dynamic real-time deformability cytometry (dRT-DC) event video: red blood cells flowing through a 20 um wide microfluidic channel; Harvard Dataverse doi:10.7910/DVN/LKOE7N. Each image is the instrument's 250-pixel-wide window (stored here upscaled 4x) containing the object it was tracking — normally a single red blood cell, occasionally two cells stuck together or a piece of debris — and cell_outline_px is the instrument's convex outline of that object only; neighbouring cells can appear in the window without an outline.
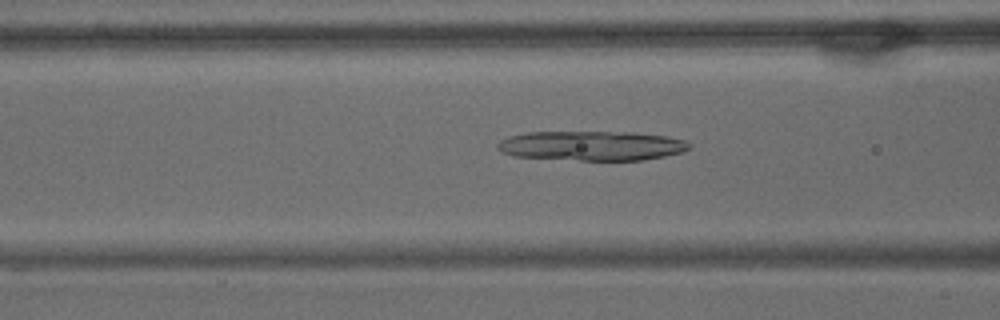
{"species": "common noctule bat (a hibernating species)", "species_latin": "Nyctalus noctula", "temperature_condition": "warm", "stored_images_in_passage": 52, "camera_frame_rate_fps": 3000, "um_per_image_px": 0.085, "animal": {"sex": "male", "body_mass_g": 15.6}, "frame": {"image": 1, "passage_image": 17, "time_ms": 5.333, "image_size_px": [1000, 320], "cell_outline_px": [[688, 148], [684, 152], [664, 156], [640, 160], [580, 160], [512, 156], [496, 148], [496, 144], [500, 140], [508, 136], [524, 132], [632, 132], [668, 136], [684, 140], [688, 144]], "centroid_in_image_um": [50.25, 12.38], "position_along_channel_um": 116.3, "area_um2": 33.06}}
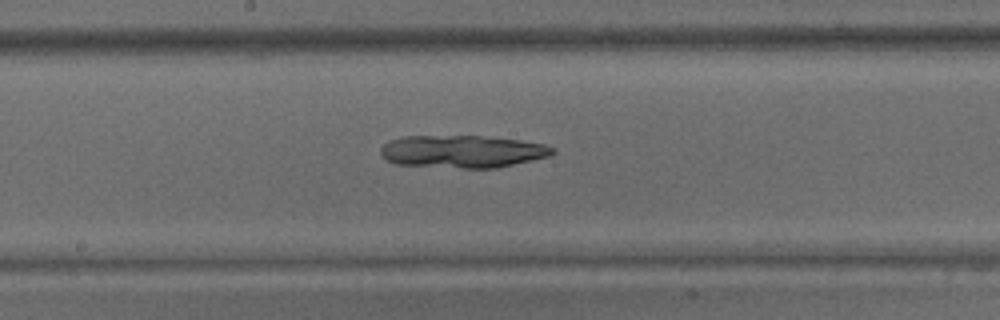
{"frame": {"image": 2, "passage_image": 25, "time_ms": 8.0, "image_size_px": [1000, 320], "cell_outline_px": [[556, 152], [548, 156], [532, 160], [496, 168], [464, 168], [396, 164], [388, 160], [380, 152], [380, 148], [388, 140], [404, 136], [480, 136], [520, 140], [544, 144], [556, 148]], "centroid_in_image_um": [39.31, 12.87], "position_along_channel_um": 208.9, "area_um2": 32.48}}
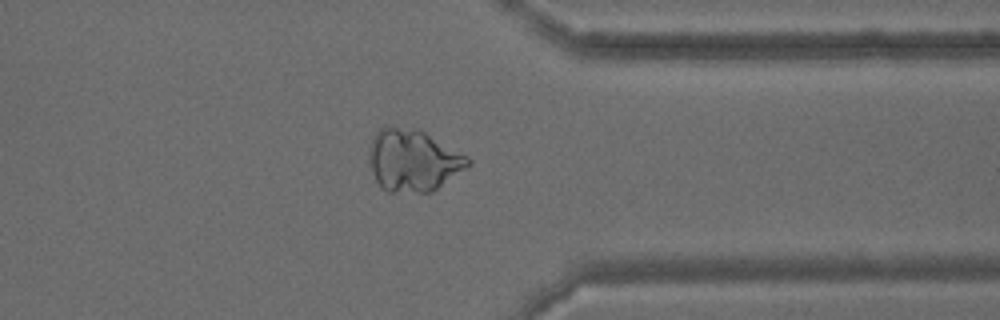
{"frame": {"image": 3, "passage_image": 40, "time_ms": 13.0, "image_size_px": [1000, 320], "cell_outline_px": [[472, 164], [432, 192], [388, 192], [380, 188], [368, 164], [368, 152], [372, 136], [384, 124], [420, 128], [468, 156], [472, 160]], "centroid_in_image_um": [35.08, 13.59], "position_along_channel_um": 376.3, "area_um2": 36.7}}